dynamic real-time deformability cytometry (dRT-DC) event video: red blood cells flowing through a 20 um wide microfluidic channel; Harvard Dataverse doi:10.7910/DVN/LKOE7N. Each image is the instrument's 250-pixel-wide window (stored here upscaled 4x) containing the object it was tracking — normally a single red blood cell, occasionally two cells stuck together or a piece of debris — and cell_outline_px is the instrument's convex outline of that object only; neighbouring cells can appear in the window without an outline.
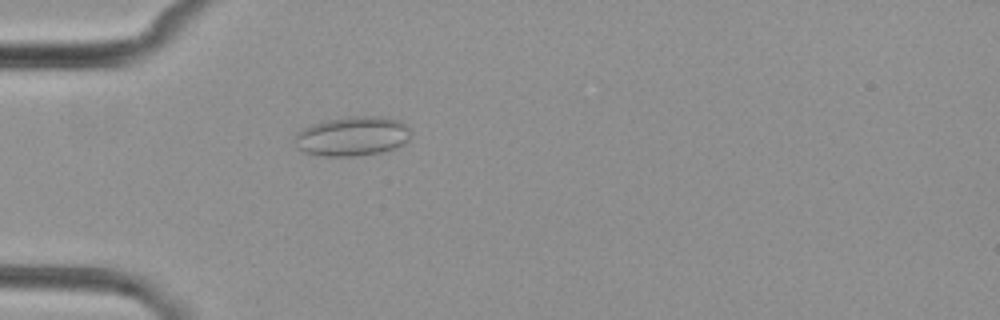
{"species": "common noctule bat (a hibernating species)", "species_latin": "Nyctalus noctula", "temperature_condition": "cold", "stored_images_in_passage": 3, "camera_frame_rate_fps": 3000, "um_per_image_px": 0.085, "animal": {"sex": "female", "body_mass_g": 29.2, "forearm_length_mm": 56.3}, "frame": {"image": 1, "passage_image": 3, "time_ms": 3.667, "image_size_px": [1000, 320], "cell_outline_px": [[412, 132], [408, 140], [404, 144], [396, 148], [380, 152], [352, 156], [324, 156], [304, 152], [296, 148], [296, 132], [312, 124], [324, 120], [348, 116], [380, 116], [400, 120], [408, 124]], "centroid_in_image_um": [29.99, 11.56], "position_along_channel_um": 55.0, "area_um2": 26.99}}